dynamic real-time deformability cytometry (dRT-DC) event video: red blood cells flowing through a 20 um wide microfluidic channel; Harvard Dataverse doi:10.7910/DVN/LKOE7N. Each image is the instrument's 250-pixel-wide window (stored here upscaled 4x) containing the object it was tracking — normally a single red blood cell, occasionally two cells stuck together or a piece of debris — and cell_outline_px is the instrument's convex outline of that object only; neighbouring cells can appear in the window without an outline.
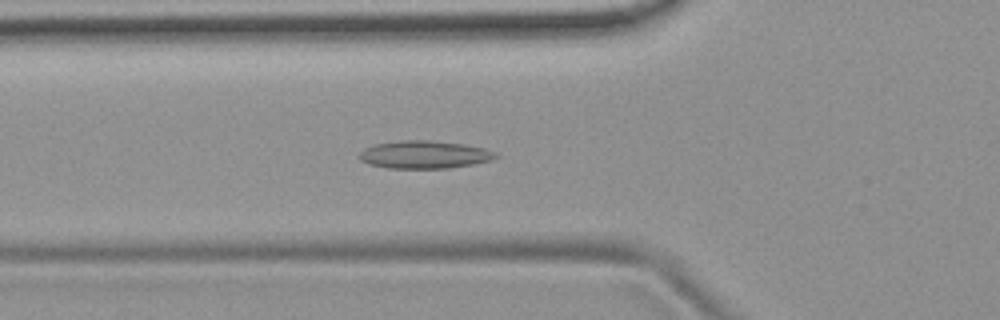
{"species": "common noctule bat (a hibernating species)", "species_latin": "Nyctalus noctula", "temperature_condition": "room temperature", "stored_images_in_passage": 54, "camera_frame_rate_fps": 3000, "um_per_image_px": 0.085, "animal": {"sex": "female", "body_mass_g": 19.9}, "frame": {"image": 1, "passage_image": 19, "time_ms": 6.0, "image_size_px": [1000, 320], "cell_outline_px": [[500, 156], [492, 160], [472, 164], [448, 168], [388, 168], [368, 164], [360, 160], [360, 152], [364, 148], [372, 144], [400, 140], [432, 140], [464, 144], [484, 148], [496, 152]], "centroid_in_image_um": [36.07, 13.13], "position_along_channel_um": 89.7, "area_um2": 22.25}}
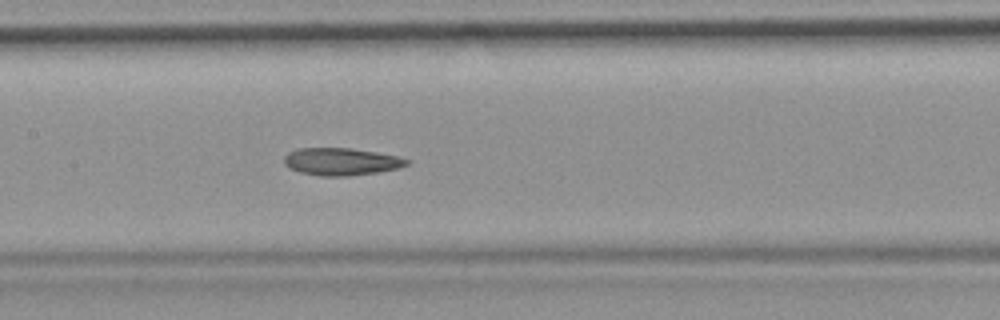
{"frame": {"image": 2, "passage_image": 26, "time_ms": 8.333, "image_size_px": [1000, 320], "cell_outline_px": [[412, 160], [408, 164], [400, 168], [380, 172], [348, 176], [320, 176], [300, 172], [288, 168], [284, 164], [284, 156], [288, 152], [296, 148], [352, 148], [376, 152], [396, 156]], "centroid_in_image_um": [29.0, 13.74], "position_along_channel_um": 178.4, "area_um2": 19.83}}
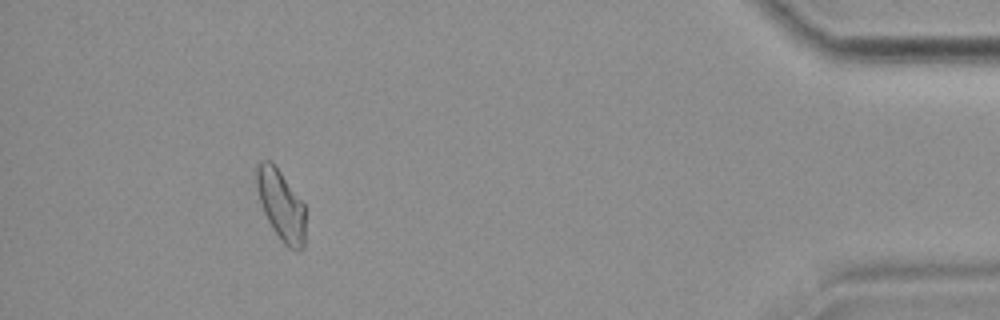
{"frame": {"image": 3, "passage_image": 49, "time_ms": 16.0, "image_size_px": [1000, 320], "cell_outline_px": [[304, 248], [300, 252], [296, 252], [288, 248], [280, 240], [272, 228], [264, 212], [260, 200], [256, 184], [256, 164], [260, 160], [268, 160], [280, 172], [304, 204]], "centroid_in_image_um": [23.88, 17.49], "position_along_channel_um": 411.3, "area_um2": 19.88}}